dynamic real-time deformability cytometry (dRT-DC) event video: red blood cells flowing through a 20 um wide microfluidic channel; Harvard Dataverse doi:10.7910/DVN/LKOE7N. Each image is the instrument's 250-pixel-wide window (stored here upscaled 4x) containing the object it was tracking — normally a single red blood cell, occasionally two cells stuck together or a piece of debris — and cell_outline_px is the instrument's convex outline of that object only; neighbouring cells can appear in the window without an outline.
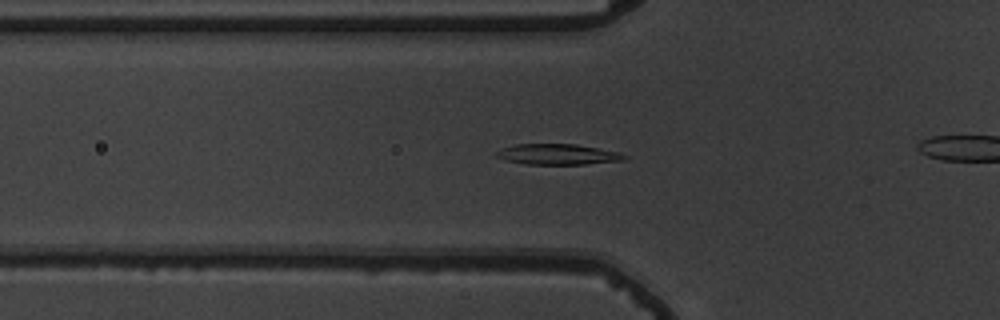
{"species": "common noctule bat (a hibernating species)", "species_latin": "Nyctalus noctula", "temperature_condition": "warm", "stored_images_in_passage": 48, "camera_frame_rate_fps": 3000, "um_per_image_px": 0.085, "animal": {"sex": "male", "body_mass_g": 19.5, "forearm_length_mm": 54.6}, "frame": {"image": 1, "passage_image": 20, "time_ms": 6.333, "image_size_px": [1000, 320], "cell_outline_px": [[628, 156], [624, 160], [584, 164], [524, 164], [504, 160], [496, 156], [496, 152], [504, 148], [516, 144], [576, 144], [620, 152]], "centroid_in_image_um": [47.42, 13.12], "position_along_channel_um": 78.4, "area_um2": 15.32}}
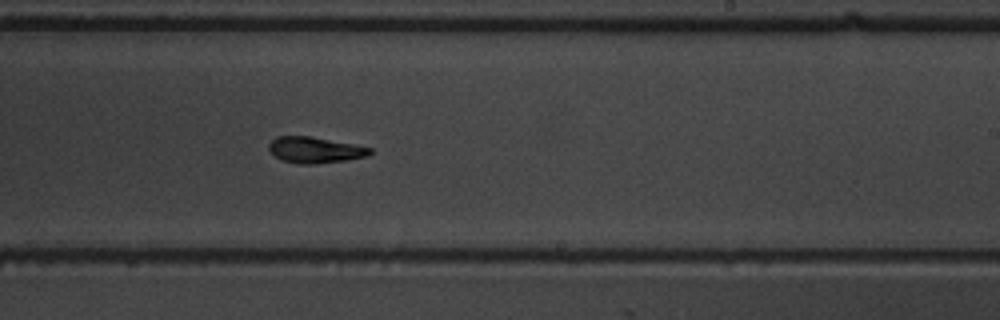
{"frame": {"image": 2, "passage_image": 35, "time_ms": 11.333, "image_size_px": [1000, 320], "cell_outline_px": [[372, 152], [368, 156], [344, 160], [316, 164], [300, 164], [280, 160], [268, 148], [268, 144], [276, 136], [312, 136], [372, 148]], "centroid_in_image_um": [26.75, 12.74], "position_along_channel_um": 262.2, "area_um2": 15.32}}
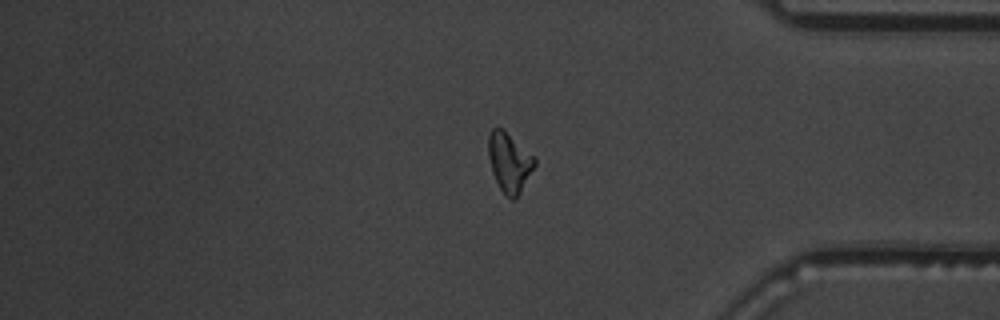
{"frame": {"image": 3, "passage_image": 47, "time_ms": 15.333, "image_size_px": [1000, 320], "cell_outline_px": [[536, 164], [516, 200], [512, 200], [500, 188], [492, 172], [488, 156], [488, 136], [492, 128], [504, 128], [536, 156]], "centroid_in_image_um": [43.32, 13.75], "position_along_channel_um": 391.9, "area_um2": 16.3}}